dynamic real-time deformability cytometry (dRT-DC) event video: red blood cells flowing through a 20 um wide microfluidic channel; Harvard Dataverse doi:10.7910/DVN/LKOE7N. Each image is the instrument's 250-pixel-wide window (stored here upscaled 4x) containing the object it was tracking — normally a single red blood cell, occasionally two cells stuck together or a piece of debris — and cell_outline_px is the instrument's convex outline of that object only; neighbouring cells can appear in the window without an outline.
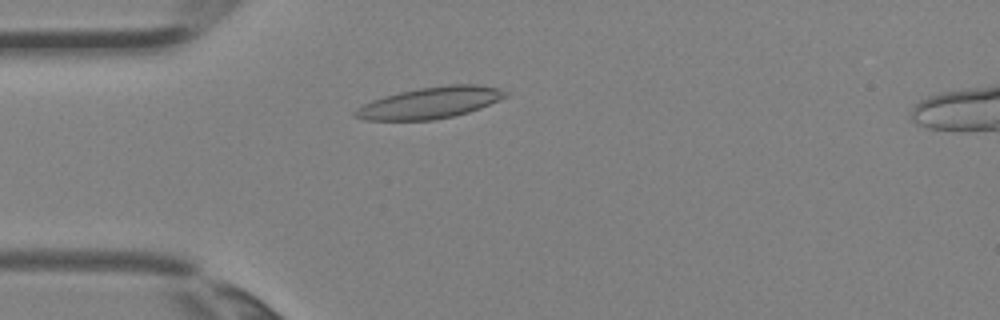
{"species": "Egyptian fruit bat (a non-hibernating species)", "species_latin": "Rousettus aegyptiacus", "temperature_condition": "room temperature", "stored_images_in_passage": 3, "camera_frame_rate_fps": 3000, "um_per_image_px": 0.085, "animal": {"sex": "female"}, "frame": {"image": 1, "passage_image": 3, "time_ms": 0.667, "image_size_px": [1000, 320], "cell_outline_px": [[508, 96], [500, 100], [480, 108], [468, 112], [452, 116], [432, 120], [364, 120], [352, 116], [352, 112], [356, 108], [372, 100], [384, 96], [400, 92], [420, 88], [448, 84], [480, 84], [496, 88], [508, 92]], "centroid_in_image_um": [36.55, 8.73], "position_along_channel_um": 48.5, "area_um2": 27.51}}